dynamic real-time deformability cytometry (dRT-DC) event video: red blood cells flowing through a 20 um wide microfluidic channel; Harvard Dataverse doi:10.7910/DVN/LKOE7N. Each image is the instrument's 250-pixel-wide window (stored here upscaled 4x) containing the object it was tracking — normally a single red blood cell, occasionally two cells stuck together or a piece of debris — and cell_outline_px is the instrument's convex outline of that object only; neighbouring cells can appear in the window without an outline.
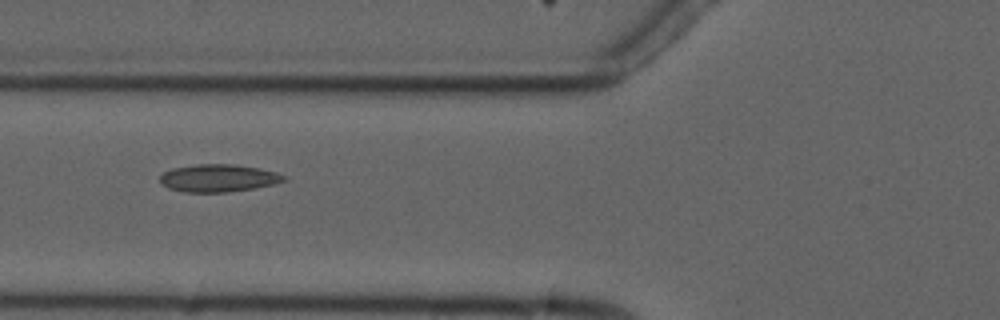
{"species": "common noctule bat (a hibernating species)", "species_latin": "Nyctalus noctula", "temperature_condition": "cold", "stored_images_in_passage": 2, "camera_frame_rate_fps": 3000, "um_per_image_px": 0.085, "animal": {"sex": "male", "forearm_length_mm": 52.5}, "frame": {"image": 1, "passage_image": 2, "time_ms": 1.0, "image_size_px": [1000, 320], "cell_outline_px": [[288, 180], [276, 184], [228, 192], [184, 192], [168, 188], [160, 180], [160, 176], [164, 172], [172, 168], [196, 164], [236, 164], [260, 168], [276, 172], [288, 176]], "centroid_in_image_um": [18.62, 15.13], "position_along_channel_um": 107.2, "area_um2": 20.06}}